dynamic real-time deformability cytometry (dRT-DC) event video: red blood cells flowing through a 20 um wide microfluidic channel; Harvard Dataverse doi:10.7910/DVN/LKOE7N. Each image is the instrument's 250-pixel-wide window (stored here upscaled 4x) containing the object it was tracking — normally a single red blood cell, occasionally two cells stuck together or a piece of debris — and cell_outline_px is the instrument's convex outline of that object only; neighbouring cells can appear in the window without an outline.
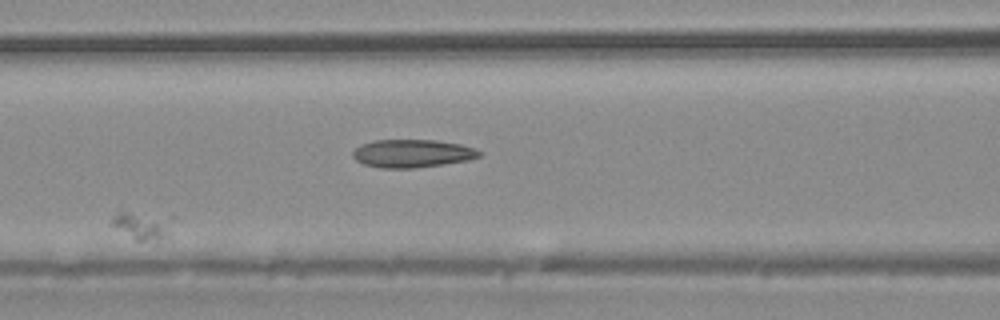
{"species": "common noctule bat (a hibernating species)", "species_latin": "Nyctalus noctula", "temperature_condition": "warm", "stored_images_in_passage": 7, "segment_of_instrument_passage": [1, 2], "camera_frame_rate_fps": 3000, "um_per_image_px": 0.085, "animal": {"sex": "male", "body_mass_g": 20.4}, "frame": {"image": 1, "passage_image": 6, "time_ms": 5.667, "image_size_px": [1000, 320], "cell_outline_px": [[176, 216], [168, 236], [144, 240], [136, 240], [112, 224], [112, 216], [120, 208]], "centroid_in_image_um": [12.15, 19.03], "position_along_channel_um": 154.4, "area_um2": 10.4}}